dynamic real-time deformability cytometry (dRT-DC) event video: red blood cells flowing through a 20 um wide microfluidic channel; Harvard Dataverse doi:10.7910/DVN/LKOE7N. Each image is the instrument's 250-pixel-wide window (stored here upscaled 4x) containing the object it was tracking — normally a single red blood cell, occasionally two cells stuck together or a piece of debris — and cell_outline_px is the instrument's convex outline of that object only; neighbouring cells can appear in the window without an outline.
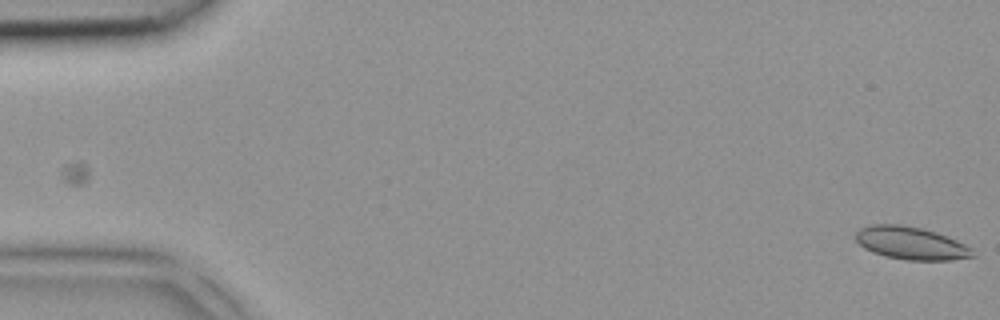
{"species": "common noctule bat (a hibernating species)", "species_latin": "Nyctalus noctula", "temperature_condition": "room temperature", "stored_images_in_passage": 2, "camera_frame_rate_fps": 3000, "um_per_image_px": 0.085, "animal": {"sex": "female", "body_mass_g": 18.4}, "frame": {"image": 1, "passage_image": 2, "time_ms": 0.333, "image_size_px": [1000, 320], "cell_outline_px": [[976, 256], [952, 260], [908, 260], [888, 256], [872, 252], [864, 248], [856, 240], [856, 232], [860, 228], [872, 224], [900, 224], [920, 228], [936, 232], [948, 236], [972, 248]], "centroid_in_image_um": [77.45, 20.66], "position_along_channel_um": 7.5, "area_um2": 22.25}}